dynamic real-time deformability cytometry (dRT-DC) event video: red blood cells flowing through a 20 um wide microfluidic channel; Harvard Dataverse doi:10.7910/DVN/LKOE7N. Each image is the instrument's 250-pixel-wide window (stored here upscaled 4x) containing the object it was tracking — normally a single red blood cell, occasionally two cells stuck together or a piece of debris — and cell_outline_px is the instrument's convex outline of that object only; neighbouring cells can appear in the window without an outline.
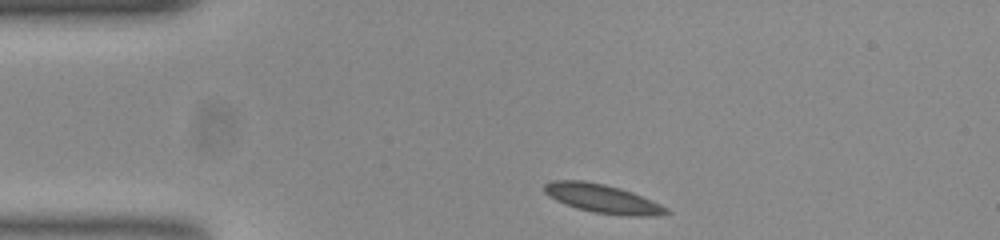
{"species": "common noctule bat (a hibernating species)", "species_latin": "Nyctalus noctula", "temperature_condition": "room temperature", "stored_images_in_passage": 37, "camera_frame_rate_fps": 3000, "um_per_image_px": 0.085, "animal": {"sex": "female", "body_mass_g": 23.0, "forearm_length_mm": 53.4}, "frame": {"image": 1, "passage_image": 1, "time_ms": 0.0, "image_size_px": [1000, 240], "cell_outline_px": [[672, 212], [656, 216], [628, 216], [596, 212], [576, 208], [564, 204], [548, 196], [544, 192], [544, 184], [552, 180], [584, 180], [604, 184], [620, 188], [632, 192], [652, 200], [668, 208]], "centroid_in_image_um": [51.22, 16.88], "position_along_channel_um": 33.8, "area_um2": 20.46}}
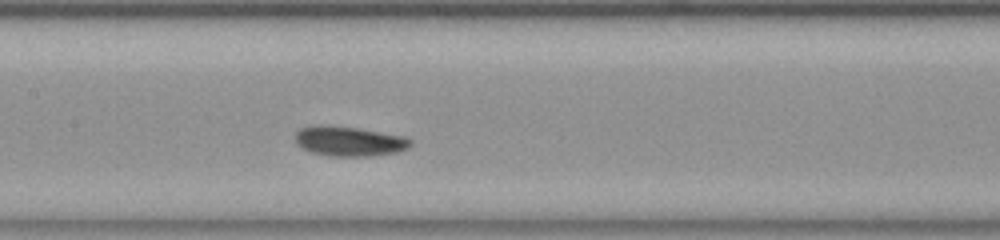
{"frame": {"image": 2, "passage_image": 16, "time_ms": 5.0, "image_size_px": [1000, 240], "cell_outline_px": [[412, 144], [408, 148], [396, 152], [372, 156], [328, 156], [312, 152], [304, 148], [296, 140], [296, 132], [300, 128], [320, 124], [356, 128], [404, 136], [412, 140]], "centroid_in_image_um": [29.71, 12.0], "position_along_channel_um": 177.7, "area_um2": 19.83}}
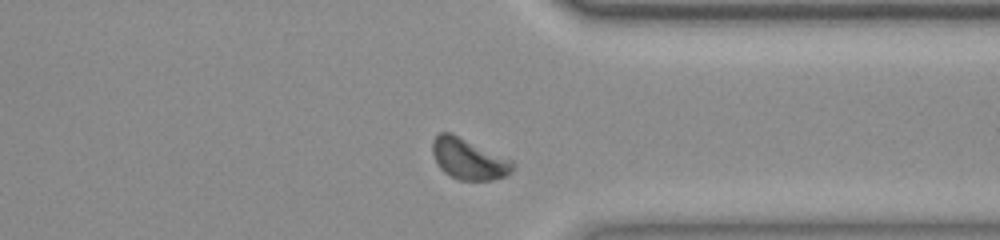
{"frame": {"image": 3, "passage_image": 32, "time_ms": 10.333, "image_size_px": [1000, 240], "cell_outline_px": [[516, 168], [512, 172], [504, 176], [492, 180], [460, 180], [444, 172], [440, 168], [432, 152], [432, 140], [440, 132], [452, 132], [512, 160], [516, 164]], "centroid_in_image_um": [39.86, 13.5], "position_along_channel_um": 371.5, "area_um2": 19.25}, "authors_computed_cell_mechanics": {"area_um2": 19.2474, "velocity_mm_per_s": 3.6955, "shape_relaxation_time_tau1_ms": 3.3068, "shape_relaxation_time_tau2_ms": 5.4685, "deformation_change_tau1": 0.1001, "deformation_change_tau2": 0.1051}}